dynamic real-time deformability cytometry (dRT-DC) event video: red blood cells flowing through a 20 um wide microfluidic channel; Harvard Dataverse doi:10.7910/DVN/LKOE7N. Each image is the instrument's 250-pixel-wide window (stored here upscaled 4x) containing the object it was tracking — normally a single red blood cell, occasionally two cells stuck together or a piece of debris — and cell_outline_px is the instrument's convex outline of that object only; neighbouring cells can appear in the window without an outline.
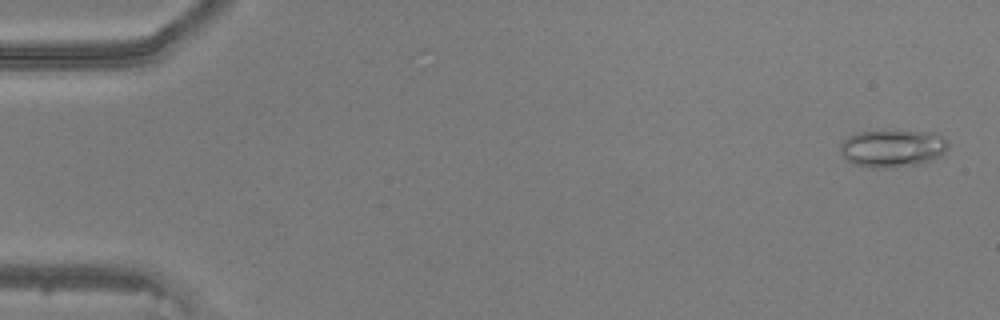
{"species": "common noctule bat (a hibernating species)", "species_latin": "Nyctalus noctula", "temperature_condition": "warm", "stored_images_in_passage": 49, "camera_frame_rate_fps": 3000, "um_per_image_px": 0.085, "animal": {"sex": "male", "body_mass_g": 20.5, "forearm_length_mm": 52.5}, "frame": {"image": 1, "passage_image": 2, "time_ms": 0.333, "image_size_px": [1000, 320], "cell_outline_px": [[948, 148], [940, 156], [924, 164], [888, 168], [868, 168], [852, 164], [840, 152], [840, 144], [848, 136], [860, 132], [884, 128], [940, 132], [948, 140]], "centroid_in_image_um": [75.92, 12.56], "position_along_channel_um": 9.1, "area_um2": 24.91}}
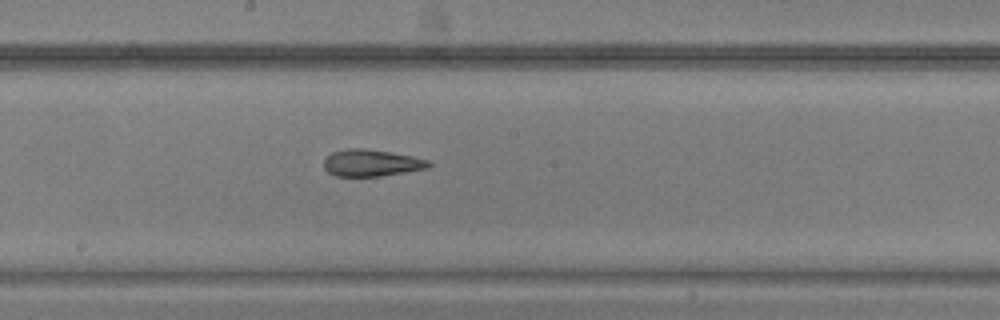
{"frame": {"image": 2, "passage_image": 27, "time_ms": 8.667, "image_size_px": [1000, 320], "cell_outline_px": [[432, 164], [428, 168], [380, 176], [336, 176], [328, 172], [324, 168], [324, 160], [332, 152], [348, 148], [360, 148], [388, 152], [412, 156], [428, 160]], "centroid_in_image_um": [31.55, 13.85], "position_along_channel_um": 216.6, "area_um2": 16.18}}
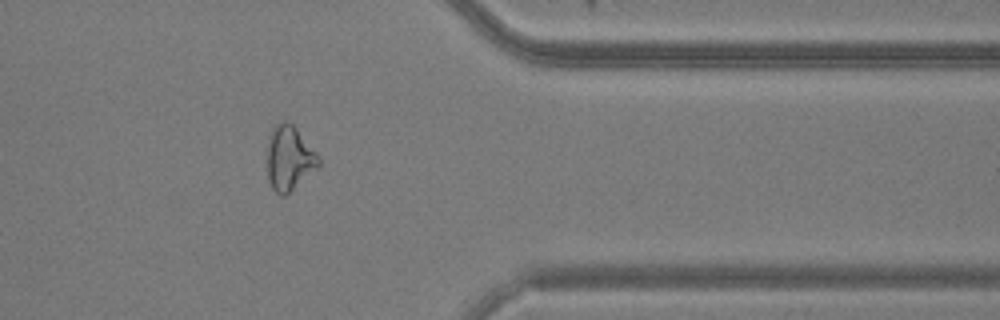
{"frame": {"image": 3, "passage_image": 40, "time_ms": 13.0, "image_size_px": [1000, 320], "cell_outline_px": [[320, 164], [316, 168], [284, 196], [280, 196], [272, 188], [268, 180], [268, 136], [272, 128], [276, 124], [284, 120], [292, 124], [296, 128], [316, 152], [320, 160]], "centroid_in_image_um": [24.56, 13.42], "position_along_channel_um": 386.8, "area_um2": 19.02}}